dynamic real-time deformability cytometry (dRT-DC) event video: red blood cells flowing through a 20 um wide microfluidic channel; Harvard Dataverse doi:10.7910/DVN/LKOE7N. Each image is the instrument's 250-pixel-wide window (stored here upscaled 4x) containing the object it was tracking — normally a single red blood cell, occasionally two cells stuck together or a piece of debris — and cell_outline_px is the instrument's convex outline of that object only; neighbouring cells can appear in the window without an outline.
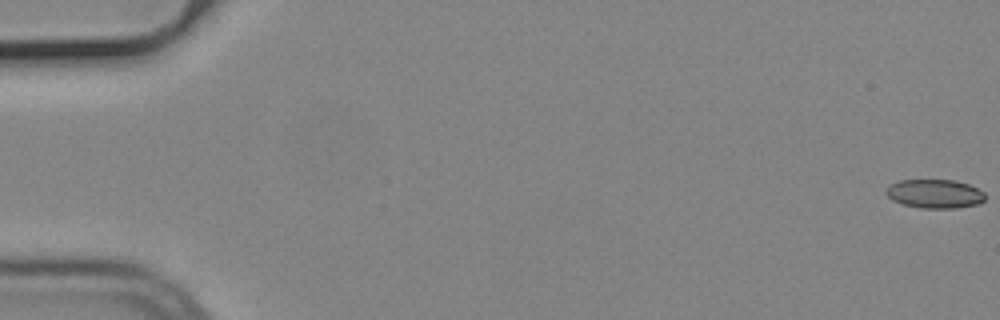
{"species": "common noctule bat (a hibernating species)", "species_latin": "Nyctalus noctula", "temperature_condition": "cold", "stored_images_in_passage": 55, "camera_frame_rate_fps": 3000, "um_per_image_px": 0.085, "animal": {"sex": "male", "body_mass_g": 19.2, "forearm_length_mm": 51.8}, "frame": {"image": 1, "passage_image": 1, "time_ms": 0.0, "image_size_px": [1000, 320], "cell_outline_px": [[984, 200], [980, 204], [956, 208], [920, 208], [904, 204], [892, 200], [884, 192], [892, 184], [900, 180], [956, 180], [968, 184], [984, 192]], "centroid_in_image_um": [79.47, 16.47], "position_along_channel_um": 5.5, "area_um2": 16.59}}
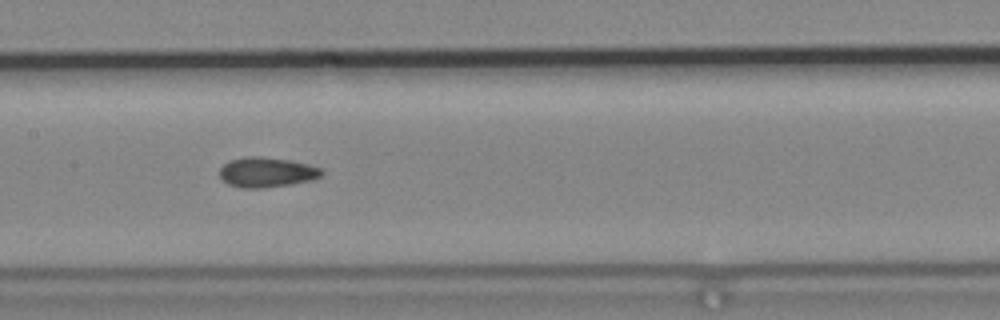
{"frame": {"image": 2, "passage_image": 28, "time_ms": 9.0, "image_size_px": [1000, 320], "cell_outline_px": [[324, 172], [320, 176], [312, 180], [264, 188], [240, 188], [228, 184], [220, 176], [220, 168], [228, 160], [244, 156], [264, 156], [288, 160], [308, 164], [320, 168]], "centroid_in_image_um": [22.64, 14.63], "position_along_channel_um": 184.8, "area_um2": 17.86}}
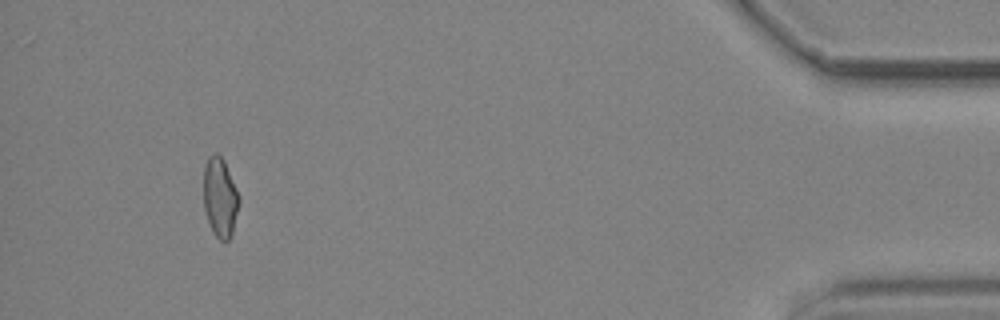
{"frame": {"image": 3, "passage_image": 52, "time_ms": 17.0, "image_size_px": [1000, 320], "cell_outline_px": [[240, 204], [232, 236], [228, 240], [220, 240], [212, 232], [204, 208], [204, 168], [208, 156], [216, 152], [224, 160], [240, 196]], "centroid_in_image_um": [18.72, 16.79], "position_along_channel_um": 416.5, "area_um2": 16.65}, "authors_computed_cell_mechanics": {"area_um2": 17.051, "velocity_mm_per_s": 3.7876, "shape_relaxation_time_tau1_ms": null, "shape_relaxation_time_tau2_ms": 1.7736, "deformation_change_tau1": null, "deformation_change_tau2": 0.0693}}